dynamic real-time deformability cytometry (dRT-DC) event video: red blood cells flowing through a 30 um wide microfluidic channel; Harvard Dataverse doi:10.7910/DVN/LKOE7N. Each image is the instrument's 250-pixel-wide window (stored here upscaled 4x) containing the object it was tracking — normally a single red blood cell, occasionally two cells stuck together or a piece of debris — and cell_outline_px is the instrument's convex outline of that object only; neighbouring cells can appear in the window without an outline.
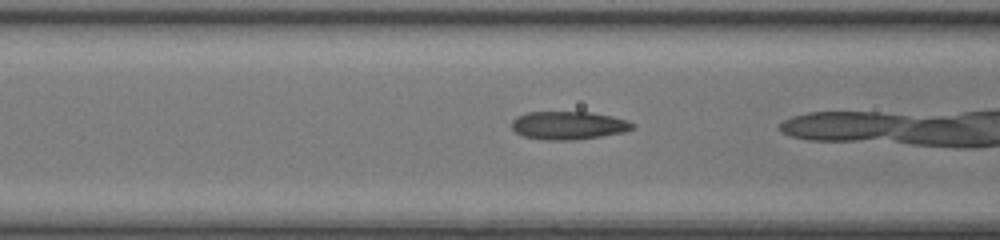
{"species": "common noctule bat (a hibernating species)", "species_latin": "Nyctalus noctula", "temperature_condition": "room temperature", "stored_images_in_passage": 18, "camera_frame_rate_fps": 3000, "um_per_image_px": 0.085, "animal": {"sex": "female", "body_mass_g": 17.0, "forearm_length_mm": 48.0}, "frame": {"image": 1, "passage_image": 16, "time_ms": 5.0, "image_size_px": [1000, 240], "cell_outline_px": [[636, 128], [624, 132], [576, 140], [544, 140], [524, 136], [516, 132], [512, 128], [512, 120], [516, 116], [528, 112], [592, 112], [612, 116], [628, 120], [636, 124]], "centroid_in_image_um": [48.35, 10.65], "position_along_channel_um": 118.2, "area_um2": 20.0}}